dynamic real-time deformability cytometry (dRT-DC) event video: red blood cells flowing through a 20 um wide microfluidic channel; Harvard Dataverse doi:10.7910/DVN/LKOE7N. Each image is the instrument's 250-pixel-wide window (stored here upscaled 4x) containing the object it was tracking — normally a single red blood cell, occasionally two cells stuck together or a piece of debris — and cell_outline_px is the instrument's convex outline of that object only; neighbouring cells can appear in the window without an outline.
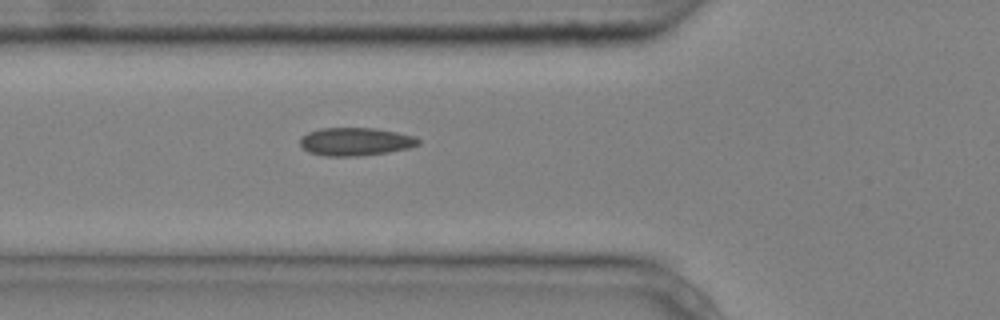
{"species": "common noctule bat (a hibernating species)", "species_latin": "Nyctalus noctula", "temperature_condition": "cold", "stored_images_in_passage": 3, "segment_of_instrument_passage": [1, 2], "camera_frame_rate_fps": 3000, "um_per_image_px": 0.085, "animal": {"sex": "male", "body_mass_g": 20.4}, "frame": {"image": 1, "passage_image": 2, "time_ms": 0.333, "image_size_px": [1000, 320], "cell_outline_px": [[420, 144], [408, 148], [388, 152], [356, 156], [324, 156], [308, 152], [300, 144], [300, 136], [308, 132], [320, 128], [376, 128], [416, 136], [420, 140]], "centroid_in_image_um": [30.2, 12.03], "position_along_channel_um": 95.6, "area_um2": 19.42}}